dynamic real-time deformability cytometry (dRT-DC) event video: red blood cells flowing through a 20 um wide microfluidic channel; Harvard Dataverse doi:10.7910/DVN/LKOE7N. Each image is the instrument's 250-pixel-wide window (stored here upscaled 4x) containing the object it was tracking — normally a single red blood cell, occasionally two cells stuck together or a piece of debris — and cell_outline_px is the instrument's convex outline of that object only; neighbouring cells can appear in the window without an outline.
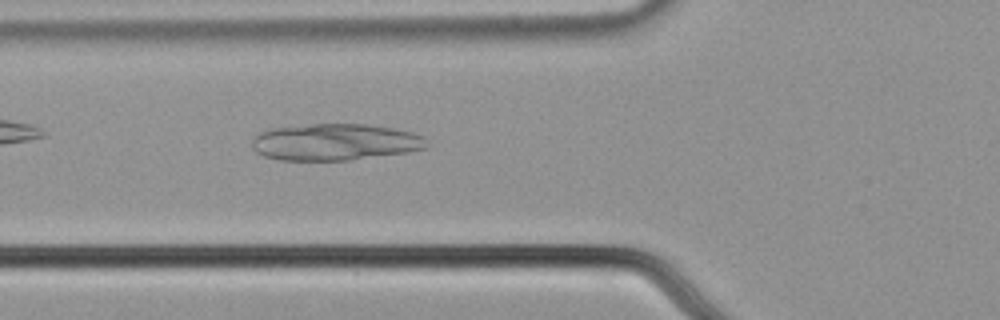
{"species": "common noctule bat (a hibernating species)", "species_latin": "Nyctalus noctula", "temperature_condition": "cold", "stored_images_in_passage": 41, "camera_frame_rate_fps": 3000, "um_per_image_px": 0.085, "animal": {"sex": "male", "body_mass_g": 21.5, "forearm_length_mm": 52.0}, "frame": {"image": 1, "passage_image": 6, "time_ms": 1.667, "image_size_px": [1000, 320], "cell_outline_px": [[428, 148], [408, 152], [348, 160], [280, 160], [264, 156], [256, 152], [252, 148], [252, 140], [260, 132], [272, 128], [312, 124], [364, 124], [396, 128], [412, 132], [424, 136]], "centroid_in_image_um": [28.5, 12.07], "position_along_channel_um": 97.3, "area_um2": 37.4}}
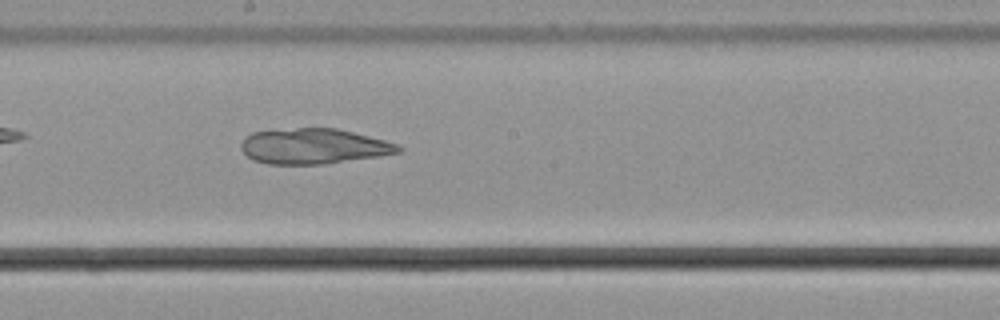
{"frame": {"image": 2, "passage_image": 16, "time_ms": 5.0, "image_size_px": [1000, 320], "cell_outline_px": [[404, 148], [400, 152], [380, 156], [324, 164], [268, 164], [252, 160], [240, 148], [240, 144], [244, 136], [252, 132], [296, 128], [336, 128], [400, 144]], "centroid_in_image_um": [26.65, 12.43], "position_along_channel_um": 221.6, "area_um2": 32.54}}
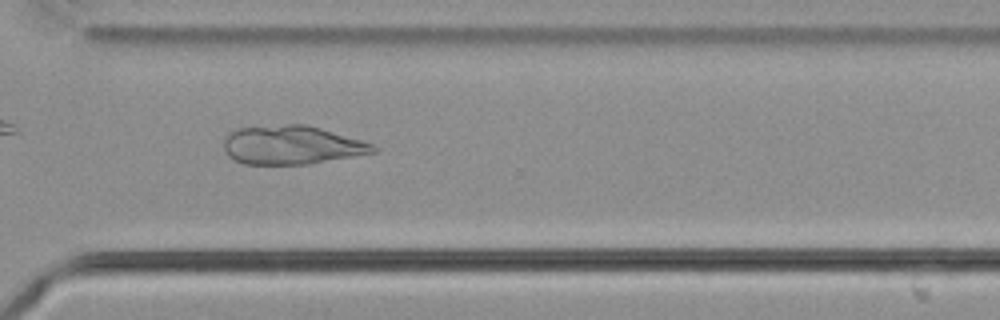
{"frame": {"image": 3, "passage_image": 26, "time_ms": 8.333, "image_size_px": [1000, 320], "cell_outline_px": [[380, 152], [308, 164], [244, 164], [228, 156], [224, 148], [224, 136], [228, 132], [236, 128], [288, 124], [308, 124], [360, 140], [372, 144], [380, 148]], "centroid_in_image_um": [24.81, 12.33], "position_along_channel_um": 345.8, "area_um2": 33.93}}